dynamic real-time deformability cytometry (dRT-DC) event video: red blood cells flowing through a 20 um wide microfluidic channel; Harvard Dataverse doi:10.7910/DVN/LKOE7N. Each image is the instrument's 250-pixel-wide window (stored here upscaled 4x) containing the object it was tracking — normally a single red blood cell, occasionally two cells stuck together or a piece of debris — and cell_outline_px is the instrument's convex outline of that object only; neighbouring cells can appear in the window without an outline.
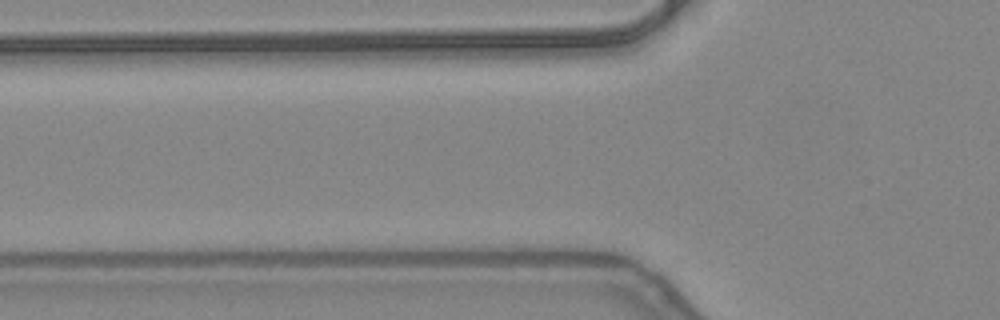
{"species": "common noctule bat (a hibernating species)", "species_latin": "Nyctalus noctula", "temperature_condition": "warm", "stored_images_in_passage": 4, "camera_frame_rate_fps": 3000, "um_per_image_px": 0.085, "animal": {"sex": "female", "body_mass_g": 24.6, "forearm_length_mm": 56.2}, "frame": {"image": 1, "passage_image": 4, "time_ms": 1.0, "image_size_px": [1000, 320], "cell_outline_px": [[752, 292], [744, 296], [712, 296], [684, 268], [684, 264], [700, 256], [708, 256], [720, 264]], "centroid_in_image_um": [60.8, 23.62], "position_along_channel_um": 65.0, "area_um2": 10.81}}